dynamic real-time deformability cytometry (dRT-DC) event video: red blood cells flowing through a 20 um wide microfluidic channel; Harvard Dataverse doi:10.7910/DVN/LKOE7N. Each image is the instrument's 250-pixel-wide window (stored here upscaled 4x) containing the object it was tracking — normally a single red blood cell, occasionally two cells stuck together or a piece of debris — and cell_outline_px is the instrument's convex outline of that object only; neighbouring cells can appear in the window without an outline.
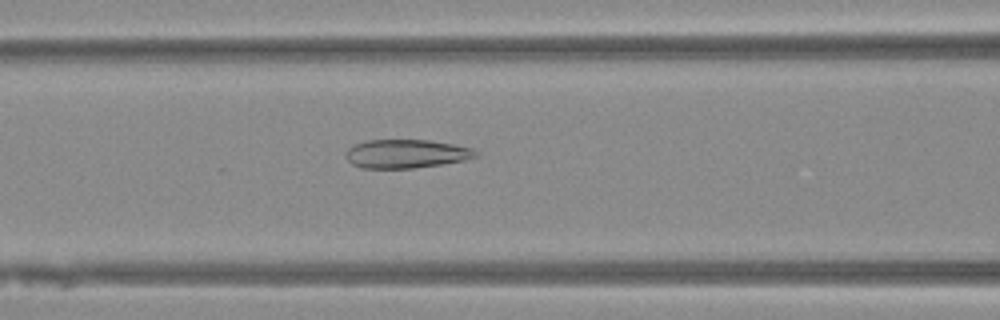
{"species": "Egyptian fruit bat (a non-hibernating species)", "species_latin": "Rousettus aegyptiacus", "temperature_condition": "warm", "stored_images_in_passage": 34, "camera_frame_rate_fps": 3000, "um_per_image_px": 0.085, "animal": {"sex": "female"}, "frame": {"image": 1, "passage_image": 5, "time_ms": 1.333, "image_size_px": [1000, 320], "cell_outline_px": [[476, 156], [464, 160], [440, 164], [412, 168], [364, 168], [352, 164], [344, 156], [348, 148], [352, 144], [368, 140], [428, 140], [452, 144], [472, 148], [476, 152]], "centroid_in_image_um": [34.46, 13.06], "position_along_channel_um": 132.1, "area_um2": 21.5}}
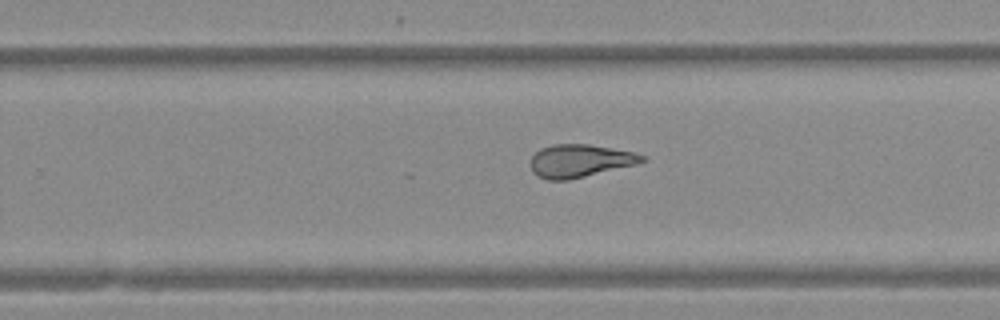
{"frame": {"image": 2, "passage_image": 16, "time_ms": 5.0, "image_size_px": [1000, 320], "cell_outline_px": [[648, 160], [636, 164], [568, 180], [548, 180], [532, 172], [528, 164], [532, 156], [540, 148], [552, 144], [588, 144], [636, 152], [644, 156]], "centroid_in_image_um": [49.27, 13.66], "position_along_channel_um": 280.5, "area_um2": 21.44}}
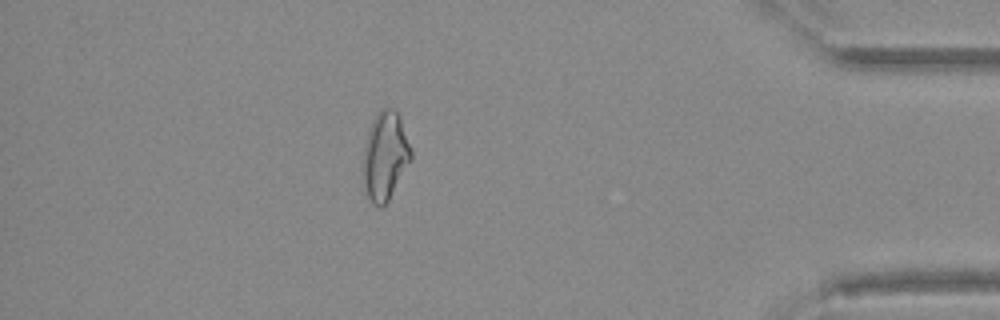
{"frame": {"image": 3, "passage_image": 28, "time_ms": 9.0, "image_size_px": [1000, 320], "cell_outline_px": [[412, 156], [388, 200], [380, 208], [372, 204], [368, 196], [364, 184], [364, 144], [372, 120], [376, 112], [380, 108], [392, 108], [400, 116], [412, 152]], "centroid_in_image_um": [32.72, 13.21], "position_along_channel_um": 402.5, "area_um2": 24.22}}